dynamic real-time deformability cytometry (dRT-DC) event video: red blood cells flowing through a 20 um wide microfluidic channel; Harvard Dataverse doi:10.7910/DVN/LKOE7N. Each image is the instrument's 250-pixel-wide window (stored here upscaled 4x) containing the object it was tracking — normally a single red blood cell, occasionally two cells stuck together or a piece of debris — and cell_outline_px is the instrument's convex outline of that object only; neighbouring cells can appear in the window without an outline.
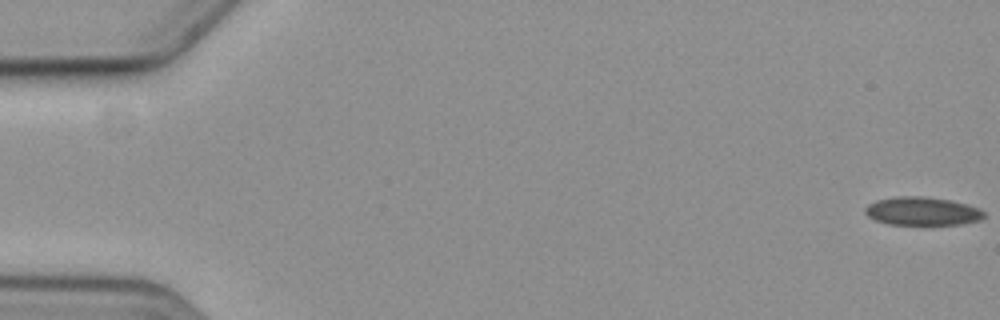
{"species": "common noctule bat (a hibernating species)", "species_latin": "Nyctalus noctula", "temperature_condition": "cold", "stored_images_in_passage": 10, "camera_frame_rate_fps": 3000, "um_per_image_px": 0.085, "animal": {"sex": "female", "body_mass_g": 19.3, "forearm_length_mm": 54.1}, "frame": {"image": 1, "passage_image": 1, "time_ms": 0.0, "image_size_px": [1000, 320], "cell_outline_px": [[984, 216], [980, 220], [960, 224], [888, 224], [876, 220], [868, 216], [864, 212], [864, 208], [868, 204], [876, 200], [896, 196], [924, 196], [952, 200], [980, 208], [984, 212]], "centroid_in_image_um": [78.38, 17.93], "position_along_channel_um": 6.6, "area_um2": 19.65}}
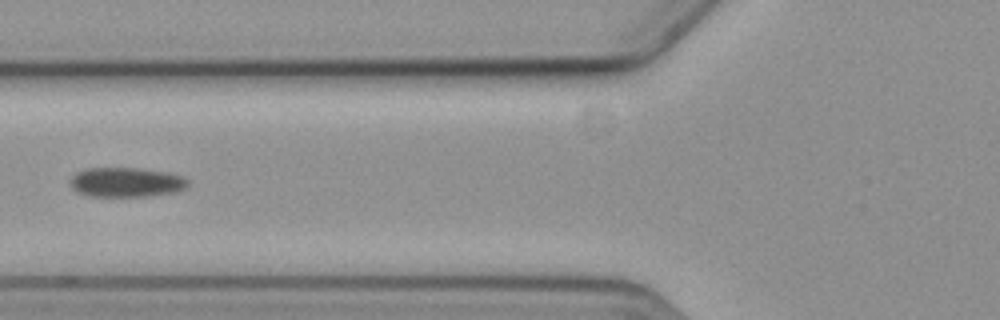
{"frame": {"image": 2, "passage_image": 6, "time_ms": 7.667, "image_size_px": [1000, 320], "cell_outline_px": [[188, 188], [176, 192], [148, 196], [88, 196], [76, 192], [72, 188], [68, 180], [76, 172], [84, 168], [136, 168], [168, 172], [184, 176], [188, 180]], "centroid_in_image_um": [10.72, 15.49], "position_along_channel_um": 115.1, "area_um2": 20.63}}
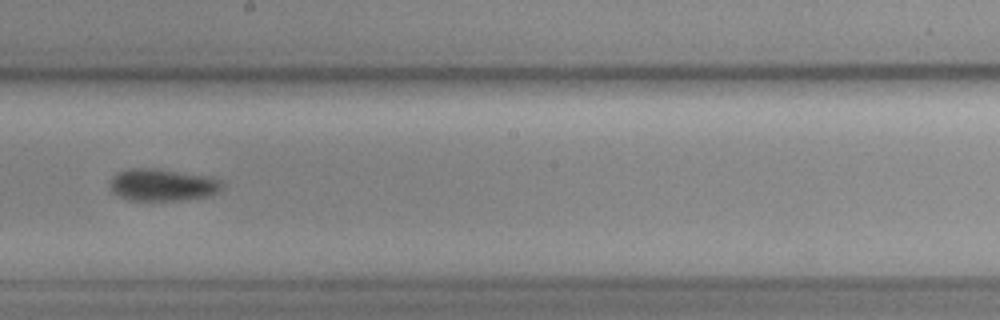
{"frame": {"image": 3, "passage_image": 9, "time_ms": 11.0, "image_size_px": [1000, 320], "cell_outline_px": [[224, 184], [212, 196], [180, 200], [128, 200], [112, 192], [108, 188], [108, 180], [116, 172], [128, 168], [160, 168], [212, 176], [220, 180]], "centroid_in_image_um": [13.77, 15.69], "position_along_channel_um": 234.4, "area_um2": 21.62}}